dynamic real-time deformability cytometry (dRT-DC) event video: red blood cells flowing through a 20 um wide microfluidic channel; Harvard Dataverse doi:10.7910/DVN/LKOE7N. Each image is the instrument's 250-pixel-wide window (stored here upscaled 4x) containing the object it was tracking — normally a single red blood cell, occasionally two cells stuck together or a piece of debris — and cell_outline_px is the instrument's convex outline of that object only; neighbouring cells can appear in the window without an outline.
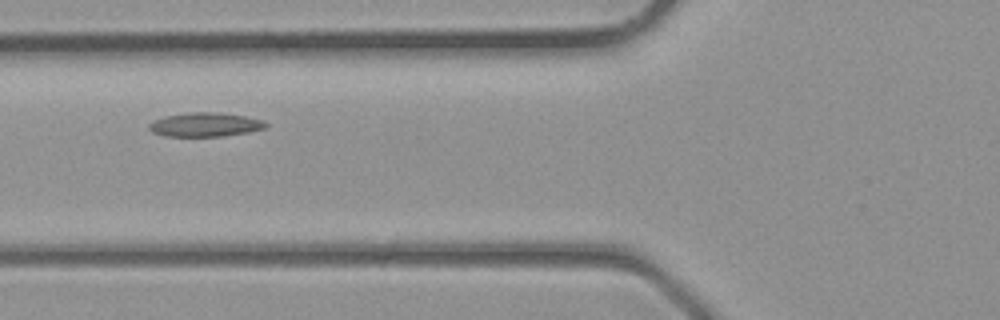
{"species": "common noctule bat (a hibernating species)", "species_latin": "Nyctalus noctula", "temperature_condition": "room temperature", "stored_images_in_passage": 5, "camera_frame_rate_fps": 3000, "um_per_image_px": 0.085, "animal": {"sex": "male", "body_mass_g": 23.1, "forearm_length_mm": 52.7}, "frame": {"image": 1, "passage_image": 5, "time_ms": 1.333, "image_size_px": [1000, 320], "cell_outline_px": [[268, 124], [264, 128], [248, 132], [220, 136], [168, 136], [152, 132], [148, 128], [148, 124], [164, 116], [188, 112], [220, 112], [244, 116], [260, 120]], "centroid_in_image_um": [17.4, 10.58], "position_along_channel_um": 108.4, "area_um2": 16.13}}